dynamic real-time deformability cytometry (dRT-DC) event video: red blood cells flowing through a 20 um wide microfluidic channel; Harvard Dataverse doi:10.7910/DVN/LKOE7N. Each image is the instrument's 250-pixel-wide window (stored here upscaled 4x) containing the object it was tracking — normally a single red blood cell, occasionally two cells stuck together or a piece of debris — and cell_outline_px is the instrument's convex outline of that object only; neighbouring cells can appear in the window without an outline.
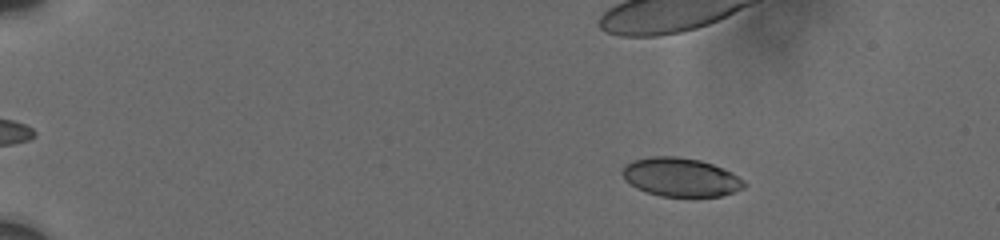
{"species": "human", "species_latin": "Homo sapiens", "temperature_condition": "cold", "stored_images_in_passage": 7, "camera_frame_rate_fps": 3000, "um_per_image_px": 0.085, "donor": {"sex": "male"}, "frame": {"image": 1, "passage_image": 4, "time_ms": 2.667, "image_size_px": [1000, 240], "cell_outline_px": [[748, 184], [744, 188], [720, 196], [660, 196], [636, 188], [624, 180], [620, 172], [632, 160], [648, 156], [676, 156], [700, 160], [712, 164], [732, 172], [744, 180]], "centroid_in_image_um": [57.85, 15.05], "position_along_channel_um": 27.2, "area_um2": 27.51}}